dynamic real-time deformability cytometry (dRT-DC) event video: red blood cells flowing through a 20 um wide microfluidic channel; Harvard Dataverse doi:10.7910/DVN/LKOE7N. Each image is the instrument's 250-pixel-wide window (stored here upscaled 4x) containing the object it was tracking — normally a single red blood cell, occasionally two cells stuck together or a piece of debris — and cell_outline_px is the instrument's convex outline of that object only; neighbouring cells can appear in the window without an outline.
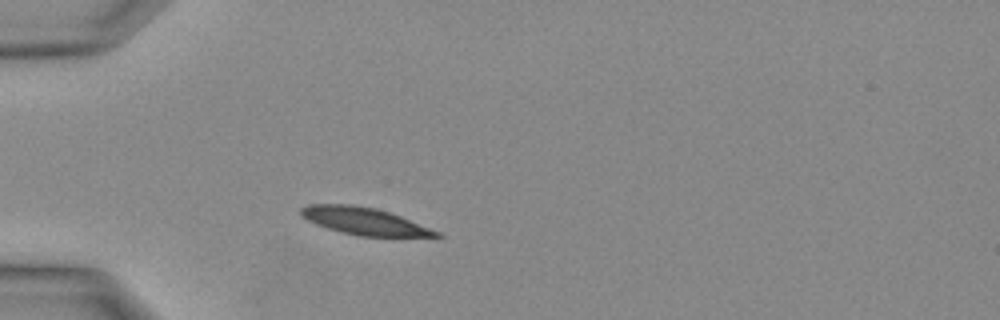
{"species": "Egyptian fruit bat (a non-hibernating species)", "species_latin": "Rousettus aegyptiacus", "temperature_condition": "warm", "stored_images_in_passage": 25, "camera_frame_rate_fps": 3000, "um_per_image_px": 0.085, "animal": {"sex": "female"}, "frame": {"image": 1, "passage_image": 5, "time_ms": 1.333, "image_size_px": [1000, 320], "cell_outline_px": [[444, 236], [360, 236], [328, 228], [316, 224], [308, 220], [300, 212], [300, 208], [308, 204], [352, 204], [376, 208], [400, 216], [440, 232]], "centroid_in_image_um": [30.95, 18.78], "position_along_channel_um": 54.1, "area_um2": 21.04}}
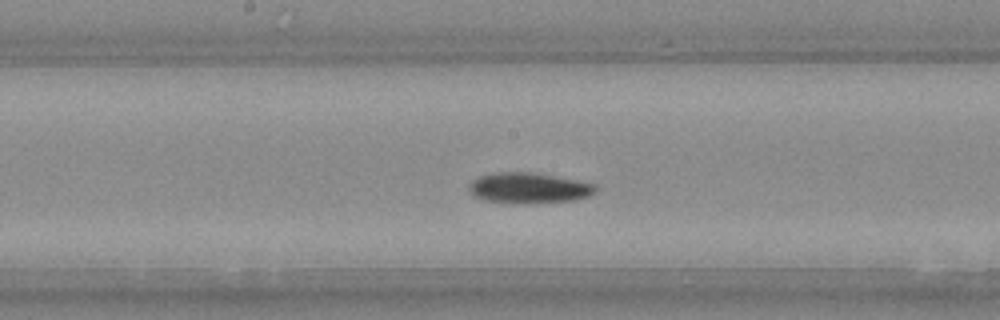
{"frame": {"image": 2, "passage_image": 13, "time_ms": 4.0, "image_size_px": [1000, 320], "cell_outline_px": [[600, 188], [596, 192], [588, 196], [576, 200], [524, 204], [520, 204], [484, 200], [472, 196], [468, 188], [468, 184], [472, 180], [480, 176], [492, 172], [536, 172], [580, 180], [596, 184]], "centroid_in_image_um": [44.98, 15.97], "position_along_channel_um": 203.2, "area_um2": 23.24}}
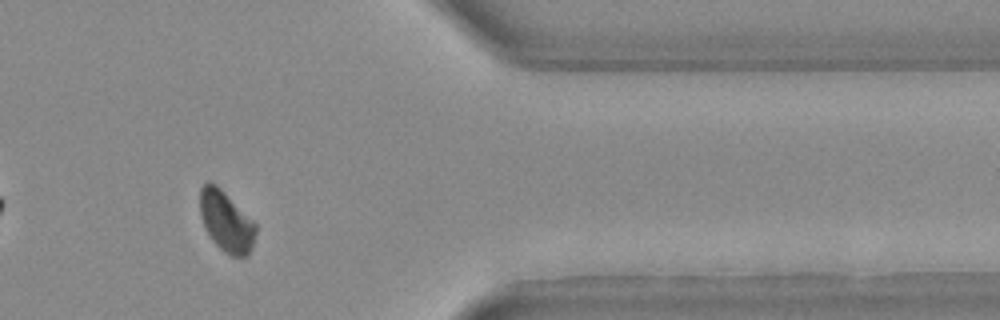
{"frame": {"image": 3, "passage_image": 23, "time_ms": 7.333, "image_size_px": [1000, 320], "cell_outline_px": [[256, 232], [252, 248], [248, 256], [232, 256], [224, 252], [212, 240], [200, 216], [200, 188], [208, 180], [216, 184], [256, 224]], "centroid_in_image_um": [19.22, 18.82], "position_along_channel_um": 392.2, "area_um2": 19.48}}